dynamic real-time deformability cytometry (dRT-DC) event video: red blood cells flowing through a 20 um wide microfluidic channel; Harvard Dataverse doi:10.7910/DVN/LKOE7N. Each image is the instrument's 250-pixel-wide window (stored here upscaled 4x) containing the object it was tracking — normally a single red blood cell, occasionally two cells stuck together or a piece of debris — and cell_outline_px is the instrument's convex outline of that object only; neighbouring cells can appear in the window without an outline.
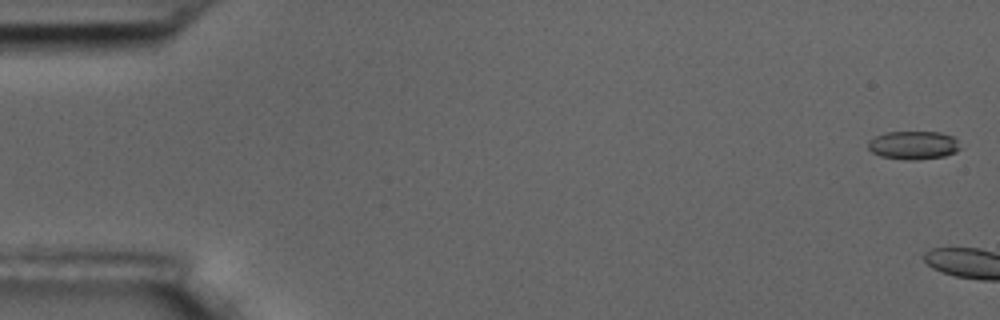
{"species": "common noctule bat (a hibernating species)", "species_latin": "Nyctalus noctula", "temperature_condition": "room temperature", "stored_images_in_passage": 6, "camera_frame_rate_fps": 3000, "um_per_image_px": 0.085, "animal": {"sex": "male", "body_mass_g": 17.5, "forearm_length_mm": 52.3}, "frame": {"image": 1, "passage_image": 1, "time_ms": 0.0, "image_size_px": [1000, 320], "cell_outline_px": [[960, 148], [956, 152], [944, 156], [916, 160], [904, 160], [880, 156], [872, 152], [868, 148], [868, 140], [876, 136], [888, 132], [940, 132], [952, 136], [956, 140]], "centroid_in_image_um": [77.62, 12.35], "position_along_channel_um": 7.4, "area_um2": 15.2}}